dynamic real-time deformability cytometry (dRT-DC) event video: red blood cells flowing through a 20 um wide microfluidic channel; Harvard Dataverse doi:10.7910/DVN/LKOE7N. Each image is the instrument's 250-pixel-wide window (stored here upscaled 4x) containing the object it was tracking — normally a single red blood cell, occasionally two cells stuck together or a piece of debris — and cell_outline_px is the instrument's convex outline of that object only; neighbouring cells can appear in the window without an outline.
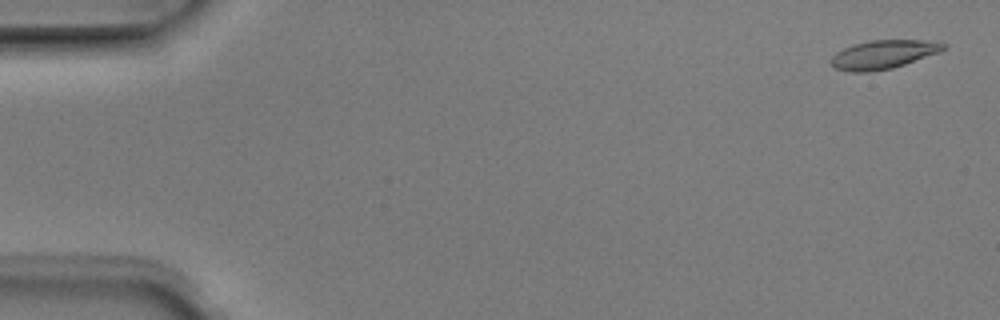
{"species": "Egyptian fruit bat (a non-hibernating species)", "species_latin": "Rousettus aegyptiacus", "temperature_condition": "room temperature", "stored_images_in_passage": 7, "camera_frame_rate_fps": 3000, "um_per_image_px": 0.085, "animal": {"sex": "male"}, "frame": {"image": 1, "passage_image": 1, "time_ms": 0.0, "image_size_px": [1000, 320], "cell_outline_px": [[948, 48], [940, 52], [892, 68], [868, 72], [852, 72], [836, 68], [832, 64], [832, 56], [836, 52], [852, 44], [868, 40], [924, 40], [948, 44]], "centroid_in_image_um": [75.11, 4.61], "position_along_channel_um": 9.9, "area_um2": 18.73}}
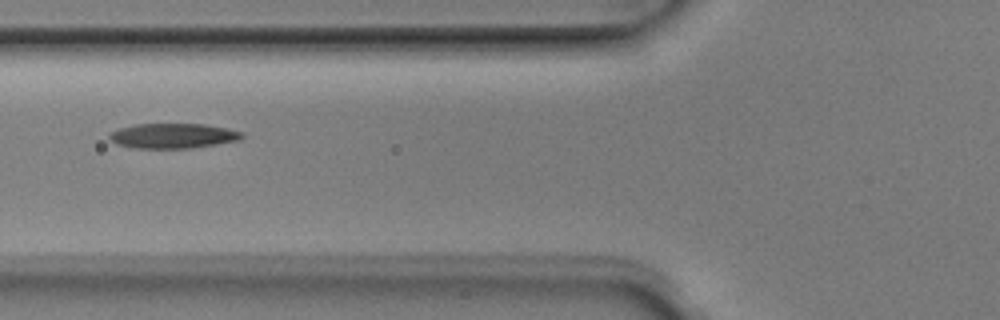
{"frame": {"image": 2, "passage_image": 6, "time_ms": 1.667, "image_size_px": [1000, 320], "cell_outline_px": [[244, 136], [240, 140], [192, 148], [136, 148], [116, 144], [108, 136], [112, 132], [120, 128], [136, 124], [204, 124], [228, 128], [244, 132]], "centroid_in_image_um": [14.76, 11.54], "position_along_channel_um": 111.0, "area_um2": 19.25}}
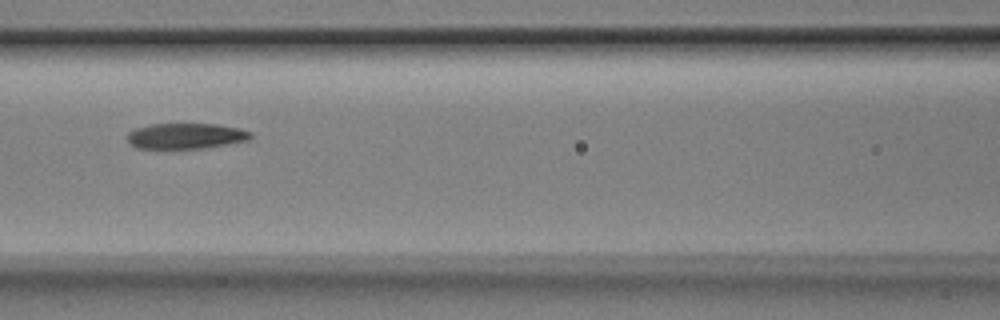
{"frame": {"image": 3, "passage_image": 7, "time_ms": 2.0, "image_size_px": [1000, 320], "cell_outline_px": [[252, 136], [248, 140], [228, 144], [204, 148], [136, 148], [128, 144], [128, 132], [136, 128], [152, 124], [216, 124], [240, 128], [252, 132]], "centroid_in_image_um": [15.8, 11.56], "position_along_channel_um": 150.8, "area_um2": 18.44}}